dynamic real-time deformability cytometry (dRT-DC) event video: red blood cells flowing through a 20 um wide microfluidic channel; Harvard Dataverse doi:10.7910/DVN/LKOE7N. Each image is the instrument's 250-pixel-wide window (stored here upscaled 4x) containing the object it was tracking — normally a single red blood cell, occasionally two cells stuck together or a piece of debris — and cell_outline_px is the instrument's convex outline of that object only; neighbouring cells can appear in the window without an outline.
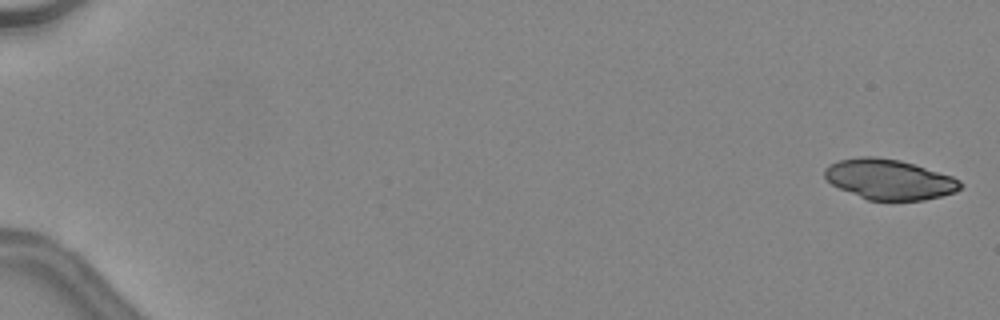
{"species": "common noctule bat (a hibernating species)", "species_latin": "Nyctalus noctula", "temperature_condition": "warm", "stored_images_in_passage": 48, "camera_frame_rate_fps": 3000, "um_per_image_px": 0.085, "animal": {"sex": "female", "body_mass_g": 24.6, "forearm_length_mm": 56.2}, "frame": {"image": 1, "passage_image": 1, "time_ms": 0.0, "image_size_px": [1000, 320], "cell_outline_px": [[964, 184], [956, 192], [924, 200], [868, 200], [840, 188], [832, 184], [824, 176], [824, 168], [828, 164], [840, 160], [860, 156], [876, 156], [900, 160], [952, 176], [960, 180]], "centroid_in_image_um": [75.59, 15.24], "position_along_channel_um": 9.4, "area_um2": 31.73}, "authors_computed_cell_mechanics": {"area_um2": 26.8192, "velocity_mm_per_s": 4.5457, "shape_relaxation_time_tau1_ms": 9.4717, "shape_relaxation_time_tau2_ms": 5.1135, "deformation_change_tau1": 0.2687, "deformation_change_tau2": 0.156}}